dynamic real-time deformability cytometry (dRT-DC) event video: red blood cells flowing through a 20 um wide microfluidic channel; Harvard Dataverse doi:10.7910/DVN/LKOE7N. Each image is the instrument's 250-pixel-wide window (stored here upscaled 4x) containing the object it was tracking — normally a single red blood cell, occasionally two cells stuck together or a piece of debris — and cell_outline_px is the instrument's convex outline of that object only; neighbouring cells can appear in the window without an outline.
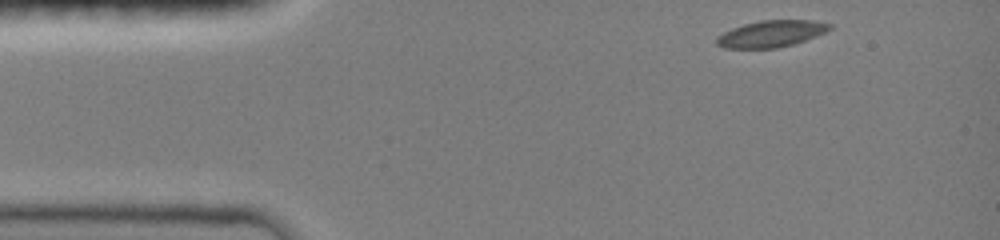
{"species": "common noctule bat (a hibernating species)", "species_latin": "Nyctalus noctula", "temperature_condition": "room temperature", "stored_images_in_passage": 39, "camera_frame_rate_fps": 3000, "um_per_image_px": 0.085, "animal": {"sex": "female", "body_mass_g": 19.0, "forearm_length_mm": 51.5}, "frame": {"image": 1, "passage_image": 1, "time_ms": 0.0, "image_size_px": [1000, 240], "cell_outline_px": [[832, 28], [816, 36], [792, 44], [776, 48], [724, 48], [716, 44], [716, 36], [732, 28], [744, 24], [760, 20], [812, 20], [832, 24]], "centroid_in_image_um": [65.53, 2.86], "position_along_channel_um": 19.5, "area_um2": 17.46}}
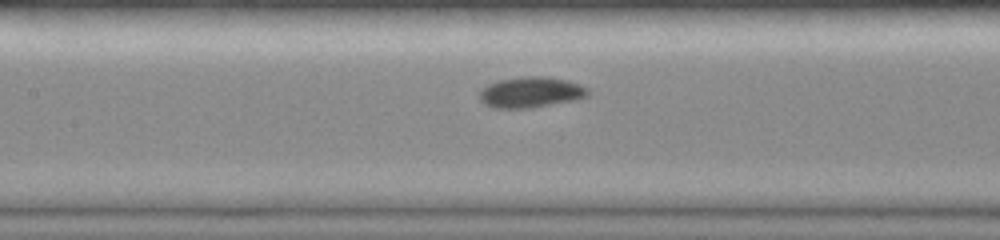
{"frame": {"image": 2, "passage_image": 17, "time_ms": 5.333, "image_size_px": [1000, 240], "cell_outline_px": [[588, 96], [572, 100], [532, 108], [496, 108], [484, 104], [480, 100], [480, 92], [488, 84], [500, 80], [524, 76], [548, 76], [568, 80], [580, 84], [588, 88]], "centroid_in_image_um": [45.13, 7.83], "position_along_channel_um": 162.3, "area_um2": 19.36}}
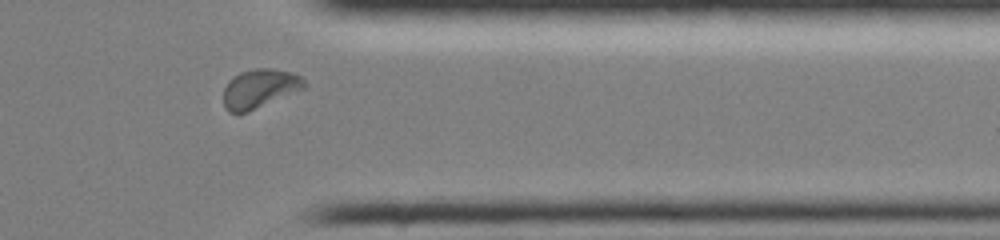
{"frame": {"image": 3, "passage_image": 34, "time_ms": 11.0, "image_size_px": [1000, 240], "cell_outline_px": [[308, 84], [304, 88], [248, 112], [228, 112], [224, 108], [224, 88], [228, 80], [240, 72], [256, 68], [272, 68], [292, 72], [300, 76]], "centroid_in_image_um": [22.06, 7.52], "position_along_channel_um": 389.3, "area_um2": 18.32}, "authors_computed_cell_mechanics": {"area_um2": 18.0336, "velocity_mm_per_s": 4.0072, "shape_relaxation_time_tau1_ms": 2.3679, "shape_relaxation_time_tau2_ms": null, "deformation_change_tau1": 0.1072, "deformation_change_tau2": null}}